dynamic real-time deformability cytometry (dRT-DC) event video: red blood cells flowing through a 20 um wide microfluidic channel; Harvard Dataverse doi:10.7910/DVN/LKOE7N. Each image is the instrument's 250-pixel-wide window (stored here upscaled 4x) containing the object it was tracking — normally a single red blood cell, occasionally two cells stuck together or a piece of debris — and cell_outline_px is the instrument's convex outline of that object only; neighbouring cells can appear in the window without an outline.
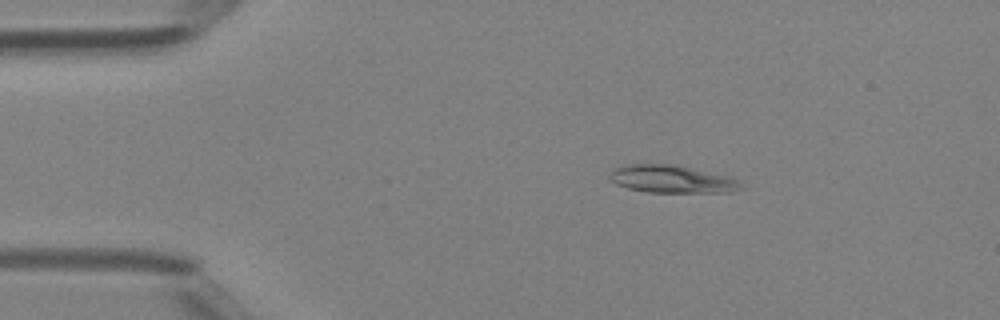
{"species": "Egyptian fruit bat (a non-hibernating species)", "species_latin": "Rousettus aegyptiacus", "temperature_condition": "room temperature", "stored_images_in_passage": 48, "camera_frame_rate_fps": 3000, "um_per_image_px": 0.085, "animal": {"sex": "female"}, "frame": {"image": 1, "passage_image": 8, "time_ms": 2.333, "image_size_px": [1000, 320], "cell_outline_px": [[744, 188], [732, 192], [648, 192], [628, 188], [616, 184], [608, 176], [616, 168], [624, 164], [676, 164], [724, 176], [736, 180]], "centroid_in_image_um": [57.07, 15.22], "position_along_channel_um": 27.9, "area_um2": 20.81}}
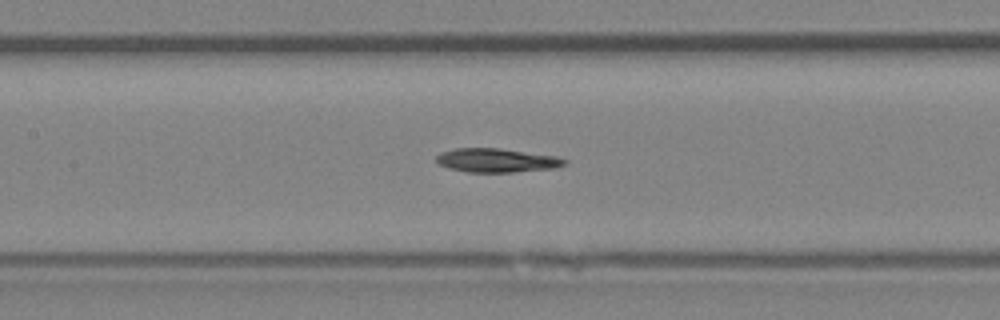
{"frame": {"image": 2, "passage_image": 22, "time_ms": 7.0, "image_size_px": [1000, 320], "cell_outline_px": [[568, 164], [556, 168], [516, 172], [468, 172], [448, 168], [440, 164], [436, 160], [436, 156], [440, 152], [456, 148], [500, 148], [556, 156], [568, 160]], "centroid_in_image_um": [42.25, 13.63], "position_along_channel_um": 165.1, "area_um2": 17.98}}
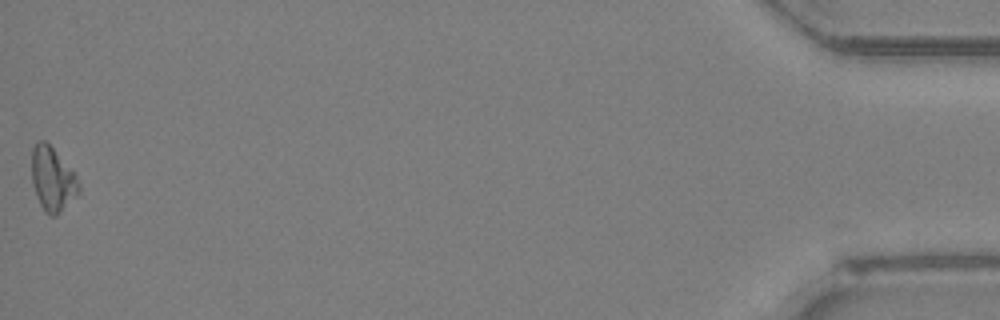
{"frame": {"image": 3, "passage_image": 48, "time_ms": 15.667, "image_size_px": [1000, 320], "cell_outline_px": [[80, 192], [56, 216], [48, 216], [44, 212], [36, 196], [32, 184], [32, 148], [36, 140], [44, 140], [52, 148], [76, 176], [80, 184]], "centroid_in_image_um": [4.44, 15.25], "position_along_channel_um": 430.8, "area_um2": 17.46}, "authors_computed_cell_mechanics": {"area_um2": 17.9758, "velocity_mm_per_s": 4.2347, "shape_relaxation_time_tau1_ms": 7.8132, "shape_relaxation_time_tau2_ms": null, "deformation_change_tau1": 0.2126, "deformation_change_tau2": null}}